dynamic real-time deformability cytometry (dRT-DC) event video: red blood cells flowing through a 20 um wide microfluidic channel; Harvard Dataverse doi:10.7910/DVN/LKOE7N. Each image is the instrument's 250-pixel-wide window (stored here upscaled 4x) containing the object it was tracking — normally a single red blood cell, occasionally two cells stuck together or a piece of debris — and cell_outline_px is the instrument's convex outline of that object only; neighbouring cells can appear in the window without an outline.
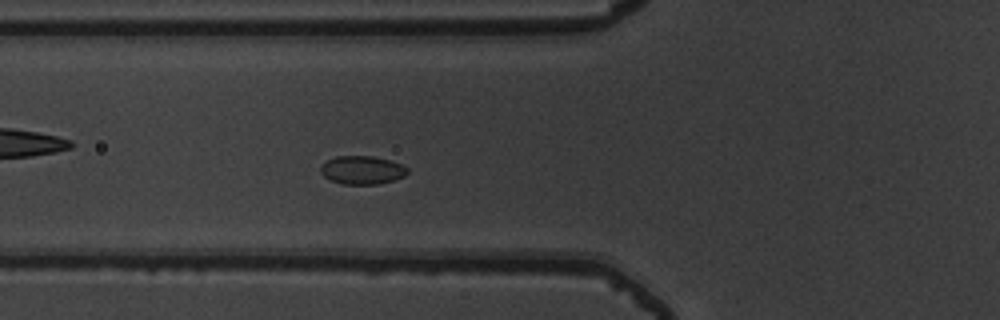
{"species": "common noctule bat (a hibernating species)", "species_latin": "Nyctalus noctula", "temperature_condition": "warm", "stored_images_in_passage": 50, "segment_of_instrument_passage": [1, 2], "camera_frame_rate_fps": 3000, "um_per_image_px": 0.085, "animal": {"sex": "male", "body_mass_g": 19.5, "forearm_length_mm": 54.6}, "frame": {"image": 1, "passage_image": 15, "time_ms": 4.667, "image_size_px": [1000, 320], "cell_outline_px": [[408, 172], [404, 176], [380, 184], [344, 184], [332, 180], [324, 176], [320, 172], [320, 164], [336, 156], [372, 156], [388, 160], [400, 164], [408, 168]], "centroid_in_image_um": [30.76, 14.45], "position_along_channel_um": 95.0, "area_um2": 14.22}}
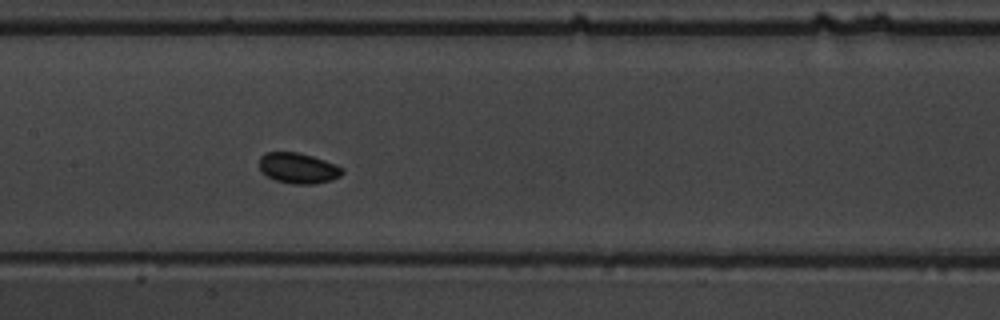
{"frame": {"image": 2, "passage_image": 22, "time_ms": 7.0, "image_size_px": [1000, 320], "cell_outline_px": [[344, 172], [340, 176], [332, 180], [316, 184], [296, 184], [276, 180], [260, 172], [260, 156], [264, 152], [296, 152], [312, 156], [336, 164], [344, 168]], "centroid_in_image_um": [25.36, 14.29], "position_along_channel_um": 182.0, "area_um2": 14.85}}
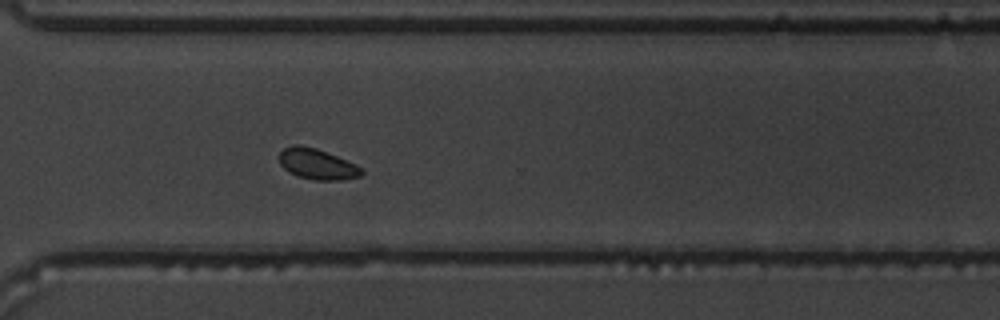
{"frame": {"image": 3, "passage_image": 35, "time_ms": 11.333, "image_size_px": [1000, 320], "cell_outline_px": [[364, 172], [360, 176], [340, 180], [312, 180], [296, 176], [288, 172], [280, 164], [280, 152], [284, 148], [292, 144], [300, 144], [316, 148], [356, 164]], "centroid_in_image_um": [26.92, 13.95], "position_along_channel_um": 343.7, "area_um2": 14.74}}